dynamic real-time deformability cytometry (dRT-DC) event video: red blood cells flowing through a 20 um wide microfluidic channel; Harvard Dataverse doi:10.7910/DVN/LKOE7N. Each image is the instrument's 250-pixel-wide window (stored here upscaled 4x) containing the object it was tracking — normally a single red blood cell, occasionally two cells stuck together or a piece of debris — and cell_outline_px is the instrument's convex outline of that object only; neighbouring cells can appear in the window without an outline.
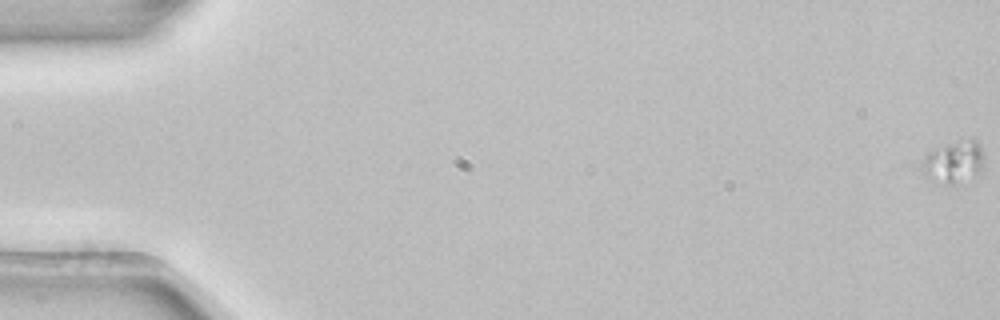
{"species": "common noctule bat (a hibernating species)", "species_latin": "Nyctalus noctula", "temperature_condition": "room temperature", "stored_images_in_passage": 59, "camera_frame_rate_fps": 3000, "um_per_image_px": 0.085, "animal": {"sex": "female", "body_mass_g": 22.7, "forearm_length_mm": 54.2}, "frame": {"image": 1, "passage_image": 1, "time_ms": 0.0, "image_size_px": [1000, 320], "cell_outline_px": [[984, 164], [980, 172], [952, 184], [936, 184], [920, 164], [924, 156], [948, 144], [968, 140], [976, 140], [980, 144]], "centroid_in_image_um": [81.09, 13.78], "position_along_channel_um": 3.9, "area_um2": 14.45}}
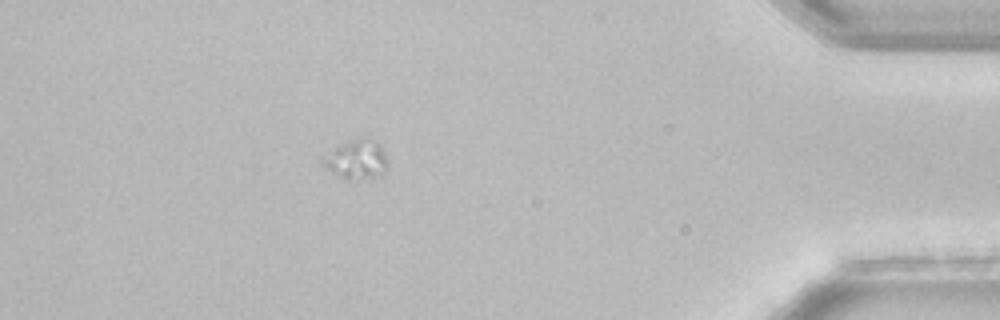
{"frame": {"image": 2, "passage_image": 53, "time_ms": 17.333, "image_size_px": [1000, 320], "cell_outline_px": [[388, 164], [384, 168], [372, 176], [352, 180], [348, 180], [332, 172], [316, 160], [336, 148], [352, 140], [376, 140], [380, 144]], "centroid_in_image_um": [30.22, 13.56], "position_along_channel_um": 405.0, "area_um2": 13.99}}